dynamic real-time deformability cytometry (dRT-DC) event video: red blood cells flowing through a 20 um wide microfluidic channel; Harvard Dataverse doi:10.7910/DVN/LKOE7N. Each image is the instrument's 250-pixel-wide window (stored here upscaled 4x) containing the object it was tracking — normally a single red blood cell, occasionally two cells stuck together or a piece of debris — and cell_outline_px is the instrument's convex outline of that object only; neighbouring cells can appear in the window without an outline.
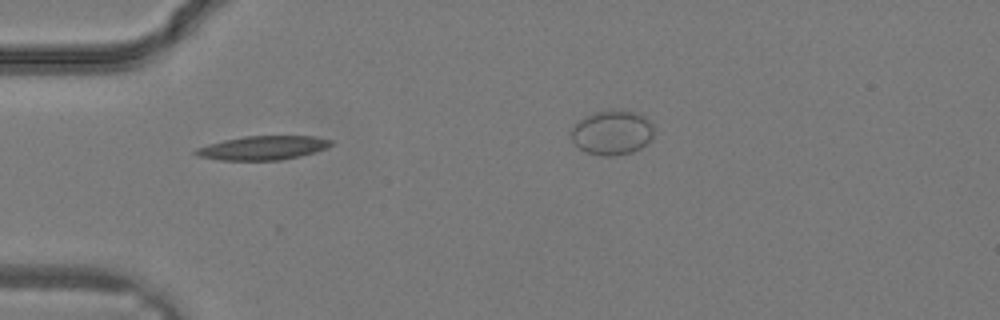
{"species": "common noctule bat (a hibernating species)", "species_latin": "Nyctalus noctula", "temperature_condition": "warm", "stored_images_in_passage": 23, "camera_frame_rate_fps": 3000, "um_per_image_px": 0.085, "animal": {"sex": "male", "body_mass_g": 19.2, "forearm_length_mm": 51.8}, "frame": {"image": 1, "passage_image": 6, "time_ms": 1.667, "image_size_px": [1000, 320], "cell_outline_px": [[332, 144], [328, 148], [300, 156], [280, 160], [220, 160], [196, 156], [192, 152], [196, 148], [208, 144], [224, 140], [244, 136], [316, 136], [332, 140]], "centroid_in_image_um": [22.33, 12.57], "position_along_channel_um": 62.7, "area_um2": 18.96}}
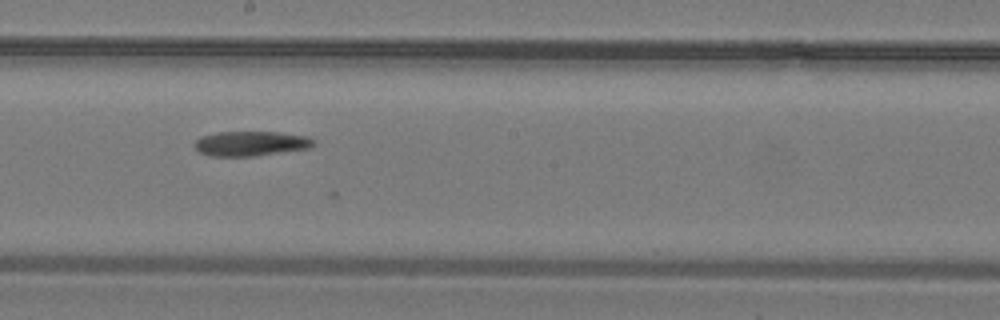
{"frame": {"image": 2, "passage_image": 14, "time_ms": 4.333, "image_size_px": [1000, 320], "cell_outline_px": [[316, 144], [308, 148], [256, 156], [212, 156], [200, 152], [192, 144], [200, 136], [216, 132], [280, 132], [308, 136], [316, 140]], "centroid_in_image_um": [21.33, 12.19], "position_along_channel_um": 226.9, "area_um2": 17.34}}
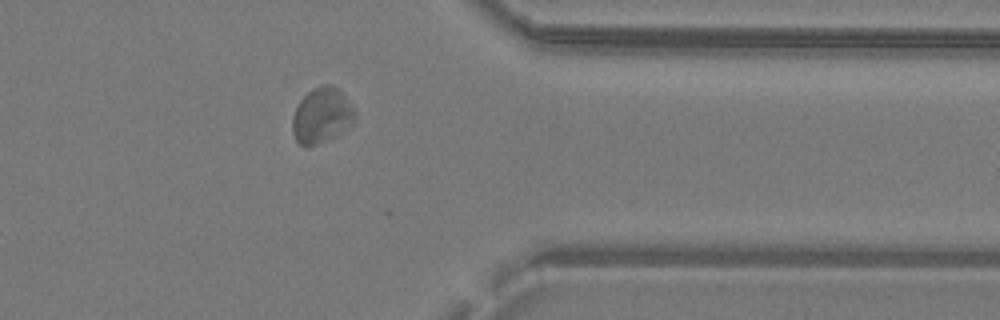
{"frame": {"image": 3, "passage_image": 22, "time_ms": 7.0, "image_size_px": [1000, 320], "cell_outline_px": [[356, 120], [344, 132], [336, 136], [316, 144], [300, 144], [296, 140], [292, 132], [292, 116], [300, 100], [312, 88], [320, 84], [332, 84], [340, 92], [356, 112]], "centroid_in_image_um": [27.35, 9.8], "position_along_channel_um": 384.0, "area_um2": 20.06}}